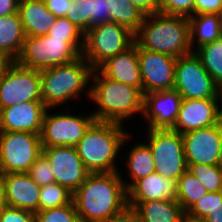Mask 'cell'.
<instances>
[{"mask_svg": "<svg viewBox=\"0 0 222 222\" xmlns=\"http://www.w3.org/2000/svg\"><path fill=\"white\" fill-rule=\"evenodd\" d=\"M120 172L90 173L73 193L81 222H104L128 205Z\"/></svg>", "mask_w": 222, "mask_h": 222, "instance_id": "6da1fadb", "label": "cell"}, {"mask_svg": "<svg viewBox=\"0 0 222 222\" xmlns=\"http://www.w3.org/2000/svg\"><path fill=\"white\" fill-rule=\"evenodd\" d=\"M89 101L95 104L96 121L123 124L139 113L143 115V93L136 87L105 77L98 69L93 70Z\"/></svg>", "mask_w": 222, "mask_h": 222, "instance_id": "7a4b0ae2", "label": "cell"}, {"mask_svg": "<svg viewBox=\"0 0 222 222\" xmlns=\"http://www.w3.org/2000/svg\"><path fill=\"white\" fill-rule=\"evenodd\" d=\"M124 125L95 120L86 130L75 148L90 173L119 171L116 163L119 152L133 138L132 133L124 131Z\"/></svg>", "mask_w": 222, "mask_h": 222, "instance_id": "3957f363", "label": "cell"}, {"mask_svg": "<svg viewBox=\"0 0 222 222\" xmlns=\"http://www.w3.org/2000/svg\"><path fill=\"white\" fill-rule=\"evenodd\" d=\"M135 43L142 49L175 58L190 54L189 19L160 12L146 15L135 33Z\"/></svg>", "mask_w": 222, "mask_h": 222, "instance_id": "277c9868", "label": "cell"}, {"mask_svg": "<svg viewBox=\"0 0 222 222\" xmlns=\"http://www.w3.org/2000/svg\"><path fill=\"white\" fill-rule=\"evenodd\" d=\"M92 71L82 56L72 63L40 70L42 102L47 108H58L84 93L89 99Z\"/></svg>", "mask_w": 222, "mask_h": 222, "instance_id": "5b68a950", "label": "cell"}, {"mask_svg": "<svg viewBox=\"0 0 222 222\" xmlns=\"http://www.w3.org/2000/svg\"><path fill=\"white\" fill-rule=\"evenodd\" d=\"M84 41H63L48 35L29 36L16 62L25 68L43 70L72 63L80 56Z\"/></svg>", "mask_w": 222, "mask_h": 222, "instance_id": "8992f818", "label": "cell"}, {"mask_svg": "<svg viewBox=\"0 0 222 222\" xmlns=\"http://www.w3.org/2000/svg\"><path fill=\"white\" fill-rule=\"evenodd\" d=\"M134 42L135 34L128 28L112 21L102 23L85 33L82 57L96 70L109 58L126 51Z\"/></svg>", "mask_w": 222, "mask_h": 222, "instance_id": "52a82bcc", "label": "cell"}, {"mask_svg": "<svg viewBox=\"0 0 222 222\" xmlns=\"http://www.w3.org/2000/svg\"><path fill=\"white\" fill-rule=\"evenodd\" d=\"M145 143L151 149L155 172L178 181L188 170L182 134L172 129H146Z\"/></svg>", "mask_w": 222, "mask_h": 222, "instance_id": "ba28073f", "label": "cell"}, {"mask_svg": "<svg viewBox=\"0 0 222 222\" xmlns=\"http://www.w3.org/2000/svg\"><path fill=\"white\" fill-rule=\"evenodd\" d=\"M25 101H42L40 70L6 62L0 73V110Z\"/></svg>", "mask_w": 222, "mask_h": 222, "instance_id": "9c48e42d", "label": "cell"}, {"mask_svg": "<svg viewBox=\"0 0 222 222\" xmlns=\"http://www.w3.org/2000/svg\"><path fill=\"white\" fill-rule=\"evenodd\" d=\"M55 109L47 108L45 111L40 134L42 146L75 147L95 121L94 115L92 112L73 115L69 109H67L68 112L64 110L65 113L61 111L54 114L52 111Z\"/></svg>", "mask_w": 222, "mask_h": 222, "instance_id": "30bf717a", "label": "cell"}, {"mask_svg": "<svg viewBox=\"0 0 222 222\" xmlns=\"http://www.w3.org/2000/svg\"><path fill=\"white\" fill-rule=\"evenodd\" d=\"M42 154L40 134L0 131V171L28 173Z\"/></svg>", "mask_w": 222, "mask_h": 222, "instance_id": "8fae6325", "label": "cell"}, {"mask_svg": "<svg viewBox=\"0 0 222 222\" xmlns=\"http://www.w3.org/2000/svg\"><path fill=\"white\" fill-rule=\"evenodd\" d=\"M173 89L182 99H217L220 87L192 52L177 58Z\"/></svg>", "mask_w": 222, "mask_h": 222, "instance_id": "7c38bea8", "label": "cell"}, {"mask_svg": "<svg viewBox=\"0 0 222 222\" xmlns=\"http://www.w3.org/2000/svg\"><path fill=\"white\" fill-rule=\"evenodd\" d=\"M137 55L142 78L143 95L150 92L173 89L177 58L142 49L138 45Z\"/></svg>", "mask_w": 222, "mask_h": 222, "instance_id": "4fadbf2b", "label": "cell"}, {"mask_svg": "<svg viewBox=\"0 0 222 222\" xmlns=\"http://www.w3.org/2000/svg\"><path fill=\"white\" fill-rule=\"evenodd\" d=\"M42 154L51 166L55 183L72 193L90 174L73 146H42Z\"/></svg>", "mask_w": 222, "mask_h": 222, "instance_id": "5bb4252c", "label": "cell"}, {"mask_svg": "<svg viewBox=\"0 0 222 222\" xmlns=\"http://www.w3.org/2000/svg\"><path fill=\"white\" fill-rule=\"evenodd\" d=\"M187 165H218L222 143V128L219 124L182 134Z\"/></svg>", "mask_w": 222, "mask_h": 222, "instance_id": "9a60e30c", "label": "cell"}, {"mask_svg": "<svg viewBox=\"0 0 222 222\" xmlns=\"http://www.w3.org/2000/svg\"><path fill=\"white\" fill-rule=\"evenodd\" d=\"M182 100L174 89L144 94L142 118L148 124L146 129H173Z\"/></svg>", "mask_w": 222, "mask_h": 222, "instance_id": "2e32d148", "label": "cell"}, {"mask_svg": "<svg viewBox=\"0 0 222 222\" xmlns=\"http://www.w3.org/2000/svg\"><path fill=\"white\" fill-rule=\"evenodd\" d=\"M47 107L42 101H25L0 110V131L41 134Z\"/></svg>", "mask_w": 222, "mask_h": 222, "instance_id": "e0dca14e", "label": "cell"}, {"mask_svg": "<svg viewBox=\"0 0 222 222\" xmlns=\"http://www.w3.org/2000/svg\"><path fill=\"white\" fill-rule=\"evenodd\" d=\"M218 124L217 99H183L173 131L184 134Z\"/></svg>", "mask_w": 222, "mask_h": 222, "instance_id": "ac0fdd59", "label": "cell"}, {"mask_svg": "<svg viewBox=\"0 0 222 222\" xmlns=\"http://www.w3.org/2000/svg\"><path fill=\"white\" fill-rule=\"evenodd\" d=\"M4 199L10 207L20 208L36 214L39 211L41 187L28 173L4 174Z\"/></svg>", "mask_w": 222, "mask_h": 222, "instance_id": "d6986e66", "label": "cell"}, {"mask_svg": "<svg viewBox=\"0 0 222 222\" xmlns=\"http://www.w3.org/2000/svg\"><path fill=\"white\" fill-rule=\"evenodd\" d=\"M98 70L110 80L131 85L142 92V78L135 42L126 51L109 58Z\"/></svg>", "mask_w": 222, "mask_h": 222, "instance_id": "ffe728a7", "label": "cell"}, {"mask_svg": "<svg viewBox=\"0 0 222 222\" xmlns=\"http://www.w3.org/2000/svg\"><path fill=\"white\" fill-rule=\"evenodd\" d=\"M128 202H147L152 200L177 201V181L152 173L139 179L128 191Z\"/></svg>", "mask_w": 222, "mask_h": 222, "instance_id": "44dd1931", "label": "cell"}, {"mask_svg": "<svg viewBox=\"0 0 222 222\" xmlns=\"http://www.w3.org/2000/svg\"><path fill=\"white\" fill-rule=\"evenodd\" d=\"M18 13L26 37L47 35L57 19L44 0H20Z\"/></svg>", "mask_w": 222, "mask_h": 222, "instance_id": "7402d4cb", "label": "cell"}, {"mask_svg": "<svg viewBox=\"0 0 222 222\" xmlns=\"http://www.w3.org/2000/svg\"><path fill=\"white\" fill-rule=\"evenodd\" d=\"M26 38L19 13L0 17V56L7 62L16 61Z\"/></svg>", "mask_w": 222, "mask_h": 222, "instance_id": "603a6c76", "label": "cell"}, {"mask_svg": "<svg viewBox=\"0 0 222 222\" xmlns=\"http://www.w3.org/2000/svg\"><path fill=\"white\" fill-rule=\"evenodd\" d=\"M137 212L141 222H181L185 213L175 200L128 202Z\"/></svg>", "mask_w": 222, "mask_h": 222, "instance_id": "cb8c5ba5", "label": "cell"}, {"mask_svg": "<svg viewBox=\"0 0 222 222\" xmlns=\"http://www.w3.org/2000/svg\"><path fill=\"white\" fill-rule=\"evenodd\" d=\"M127 153V158L124 160L126 166L123 167L128 168L130 180H125V176L122 177V181L128 191L139 179L155 172V161L151 149L144 141L136 143Z\"/></svg>", "mask_w": 222, "mask_h": 222, "instance_id": "d4e9b609", "label": "cell"}, {"mask_svg": "<svg viewBox=\"0 0 222 222\" xmlns=\"http://www.w3.org/2000/svg\"><path fill=\"white\" fill-rule=\"evenodd\" d=\"M189 19L190 44L192 51L221 38L220 19L218 14L193 15Z\"/></svg>", "mask_w": 222, "mask_h": 222, "instance_id": "484cf974", "label": "cell"}, {"mask_svg": "<svg viewBox=\"0 0 222 222\" xmlns=\"http://www.w3.org/2000/svg\"><path fill=\"white\" fill-rule=\"evenodd\" d=\"M111 21L118 23L134 34L144 21L146 14L128 0H109Z\"/></svg>", "mask_w": 222, "mask_h": 222, "instance_id": "4316f807", "label": "cell"}, {"mask_svg": "<svg viewBox=\"0 0 222 222\" xmlns=\"http://www.w3.org/2000/svg\"><path fill=\"white\" fill-rule=\"evenodd\" d=\"M193 52L216 84L222 88V38L201 45Z\"/></svg>", "mask_w": 222, "mask_h": 222, "instance_id": "83f0119b", "label": "cell"}, {"mask_svg": "<svg viewBox=\"0 0 222 222\" xmlns=\"http://www.w3.org/2000/svg\"><path fill=\"white\" fill-rule=\"evenodd\" d=\"M206 192L205 186L188 170L177 181V202L185 213Z\"/></svg>", "mask_w": 222, "mask_h": 222, "instance_id": "f1b7e54d", "label": "cell"}, {"mask_svg": "<svg viewBox=\"0 0 222 222\" xmlns=\"http://www.w3.org/2000/svg\"><path fill=\"white\" fill-rule=\"evenodd\" d=\"M73 193L58 183L41 187L39 194V211L53 209L70 204Z\"/></svg>", "mask_w": 222, "mask_h": 222, "instance_id": "f546056e", "label": "cell"}, {"mask_svg": "<svg viewBox=\"0 0 222 222\" xmlns=\"http://www.w3.org/2000/svg\"><path fill=\"white\" fill-rule=\"evenodd\" d=\"M190 171L206 188L207 192H218L222 188V168L219 165L192 164Z\"/></svg>", "mask_w": 222, "mask_h": 222, "instance_id": "4dcf8cb0", "label": "cell"}, {"mask_svg": "<svg viewBox=\"0 0 222 222\" xmlns=\"http://www.w3.org/2000/svg\"><path fill=\"white\" fill-rule=\"evenodd\" d=\"M35 218L36 222H81L73 201L62 207L38 211Z\"/></svg>", "mask_w": 222, "mask_h": 222, "instance_id": "1f68e13d", "label": "cell"}, {"mask_svg": "<svg viewBox=\"0 0 222 222\" xmlns=\"http://www.w3.org/2000/svg\"><path fill=\"white\" fill-rule=\"evenodd\" d=\"M47 35L51 38L63 39V41H84L85 33L67 17H57Z\"/></svg>", "mask_w": 222, "mask_h": 222, "instance_id": "d6a6232c", "label": "cell"}, {"mask_svg": "<svg viewBox=\"0 0 222 222\" xmlns=\"http://www.w3.org/2000/svg\"><path fill=\"white\" fill-rule=\"evenodd\" d=\"M159 12L190 18L195 15V0H159Z\"/></svg>", "mask_w": 222, "mask_h": 222, "instance_id": "836d02e7", "label": "cell"}, {"mask_svg": "<svg viewBox=\"0 0 222 222\" xmlns=\"http://www.w3.org/2000/svg\"><path fill=\"white\" fill-rule=\"evenodd\" d=\"M67 19L86 33L89 30V0H70Z\"/></svg>", "mask_w": 222, "mask_h": 222, "instance_id": "e575fe53", "label": "cell"}, {"mask_svg": "<svg viewBox=\"0 0 222 222\" xmlns=\"http://www.w3.org/2000/svg\"><path fill=\"white\" fill-rule=\"evenodd\" d=\"M28 174L40 187L55 183L54 173L43 154L34 161Z\"/></svg>", "mask_w": 222, "mask_h": 222, "instance_id": "d590c367", "label": "cell"}, {"mask_svg": "<svg viewBox=\"0 0 222 222\" xmlns=\"http://www.w3.org/2000/svg\"><path fill=\"white\" fill-rule=\"evenodd\" d=\"M106 22H111L109 0H89V29Z\"/></svg>", "mask_w": 222, "mask_h": 222, "instance_id": "8d00e7d4", "label": "cell"}, {"mask_svg": "<svg viewBox=\"0 0 222 222\" xmlns=\"http://www.w3.org/2000/svg\"><path fill=\"white\" fill-rule=\"evenodd\" d=\"M216 206V192H206L186 213L192 217L204 218Z\"/></svg>", "mask_w": 222, "mask_h": 222, "instance_id": "74e56055", "label": "cell"}, {"mask_svg": "<svg viewBox=\"0 0 222 222\" xmlns=\"http://www.w3.org/2000/svg\"><path fill=\"white\" fill-rule=\"evenodd\" d=\"M0 222H36L35 214L5 205L0 209Z\"/></svg>", "mask_w": 222, "mask_h": 222, "instance_id": "f35d334b", "label": "cell"}, {"mask_svg": "<svg viewBox=\"0 0 222 222\" xmlns=\"http://www.w3.org/2000/svg\"><path fill=\"white\" fill-rule=\"evenodd\" d=\"M222 11V0H195V15L219 14Z\"/></svg>", "mask_w": 222, "mask_h": 222, "instance_id": "ab89813d", "label": "cell"}, {"mask_svg": "<svg viewBox=\"0 0 222 222\" xmlns=\"http://www.w3.org/2000/svg\"><path fill=\"white\" fill-rule=\"evenodd\" d=\"M46 7L55 17H66L70 8V0H44Z\"/></svg>", "mask_w": 222, "mask_h": 222, "instance_id": "60d3db41", "label": "cell"}, {"mask_svg": "<svg viewBox=\"0 0 222 222\" xmlns=\"http://www.w3.org/2000/svg\"><path fill=\"white\" fill-rule=\"evenodd\" d=\"M104 222H141L135 209L127 205Z\"/></svg>", "mask_w": 222, "mask_h": 222, "instance_id": "b9f144b4", "label": "cell"}, {"mask_svg": "<svg viewBox=\"0 0 222 222\" xmlns=\"http://www.w3.org/2000/svg\"><path fill=\"white\" fill-rule=\"evenodd\" d=\"M205 222H222V192H216V206L205 216Z\"/></svg>", "mask_w": 222, "mask_h": 222, "instance_id": "7bdbcfd3", "label": "cell"}, {"mask_svg": "<svg viewBox=\"0 0 222 222\" xmlns=\"http://www.w3.org/2000/svg\"><path fill=\"white\" fill-rule=\"evenodd\" d=\"M140 8L146 15L159 12V0H128Z\"/></svg>", "mask_w": 222, "mask_h": 222, "instance_id": "ee69618b", "label": "cell"}, {"mask_svg": "<svg viewBox=\"0 0 222 222\" xmlns=\"http://www.w3.org/2000/svg\"><path fill=\"white\" fill-rule=\"evenodd\" d=\"M20 0H0V17L18 13Z\"/></svg>", "mask_w": 222, "mask_h": 222, "instance_id": "f6af8a7d", "label": "cell"}, {"mask_svg": "<svg viewBox=\"0 0 222 222\" xmlns=\"http://www.w3.org/2000/svg\"><path fill=\"white\" fill-rule=\"evenodd\" d=\"M218 124L222 128V88H220L217 96Z\"/></svg>", "mask_w": 222, "mask_h": 222, "instance_id": "bcb514c9", "label": "cell"}, {"mask_svg": "<svg viewBox=\"0 0 222 222\" xmlns=\"http://www.w3.org/2000/svg\"><path fill=\"white\" fill-rule=\"evenodd\" d=\"M4 173L0 171V209L3 208L5 204L4 199Z\"/></svg>", "mask_w": 222, "mask_h": 222, "instance_id": "7dc6e473", "label": "cell"}, {"mask_svg": "<svg viewBox=\"0 0 222 222\" xmlns=\"http://www.w3.org/2000/svg\"><path fill=\"white\" fill-rule=\"evenodd\" d=\"M181 222H205V221L202 218L192 217L188 213H184Z\"/></svg>", "mask_w": 222, "mask_h": 222, "instance_id": "c3c4849f", "label": "cell"}, {"mask_svg": "<svg viewBox=\"0 0 222 222\" xmlns=\"http://www.w3.org/2000/svg\"><path fill=\"white\" fill-rule=\"evenodd\" d=\"M218 165L222 168V143L218 155Z\"/></svg>", "mask_w": 222, "mask_h": 222, "instance_id": "681fc988", "label": "cell"}, {"mask_svg": "<svg viewBox=\"0 0 222 222\" xmlns=\"http://www.w3.org/2000/svg\"><path fill=\"white\" fill-rule=\"evenodd\" d=\"M218 15L220 19V33H221V38H222V11Z\"/></svg>", "mask_w": 222, "mask_h": 222, "instance_id": "f907efd6", "label": "cell"}, {"mask_svg": "<svg viewBox=\"0 0 222 222\" xmlns=\"http://www.w3.org/2000/svg\"><path fill=\"white\" fill-rule=\"evenodd\" d=\"M6 62H7V61L4 60V59L0 56V73H1V70H2V68H3V66H4V64H5Z\"/></svg>", "mask_w": 222, "mask_h": 222, "instance_id": "816d5d0a", "label": "cell"}]
</instances>
